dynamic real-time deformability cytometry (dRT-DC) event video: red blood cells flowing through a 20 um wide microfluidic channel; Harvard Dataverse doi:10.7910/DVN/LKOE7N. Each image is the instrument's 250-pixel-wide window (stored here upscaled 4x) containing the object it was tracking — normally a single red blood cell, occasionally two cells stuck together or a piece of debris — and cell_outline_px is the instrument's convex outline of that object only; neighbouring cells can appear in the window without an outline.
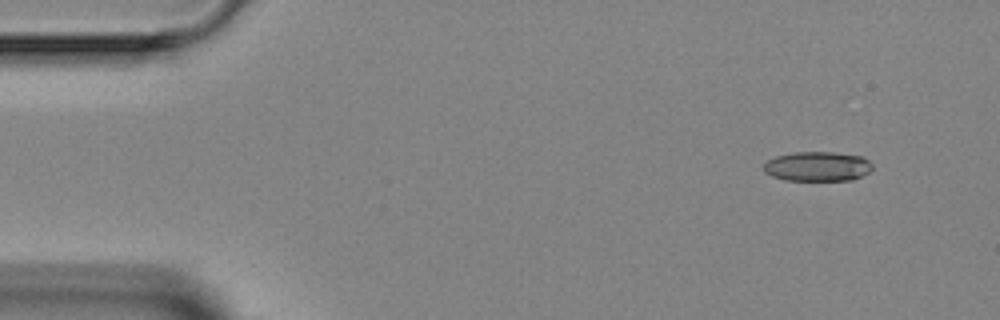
{"species": "Egyptian fruit bat (a non-hibernating species)", "species_latin": "Rousettus aegyptiacus", "temperature_condition": "room temperature", "stored_images_in_passage": 3, "camera_frame_rate_fps": 3000, "um_per_image_px": 0.085, "animal": {"sex": "female"}, "frame": {"image": 1, "passage_image": 1, "time_ms": 0.0, "image_size_px": [1000, 320], "cell_outline_px": [[872, 168], [868, 172], [852, 180], [784, 180], [772, 176], [764, 172], [764, 164], [768, 160], [776, 156], [796, 152], [832, 152], [864, 156], [872, 164]], "centroid_in_image_um": [69.49, 14.14], "position_along_channel_um": 15.5, "area_um2": 18.73}}